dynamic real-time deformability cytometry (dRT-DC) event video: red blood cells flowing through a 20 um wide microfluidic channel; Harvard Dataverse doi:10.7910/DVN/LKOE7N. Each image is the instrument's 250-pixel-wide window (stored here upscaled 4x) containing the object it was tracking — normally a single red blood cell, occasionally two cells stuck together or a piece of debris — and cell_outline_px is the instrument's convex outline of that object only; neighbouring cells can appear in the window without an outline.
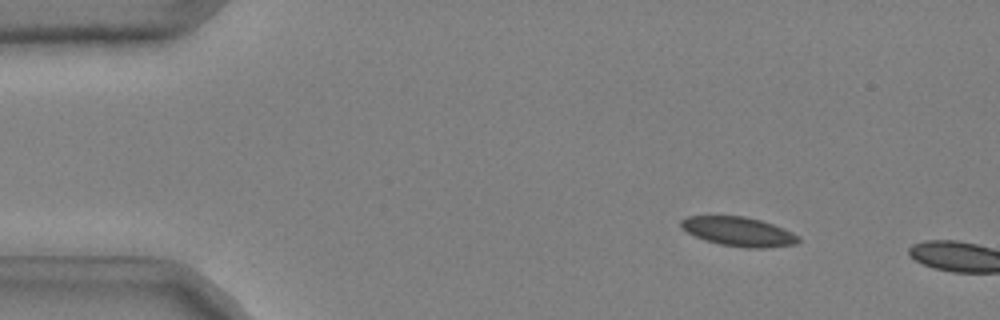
{"species": "common noctule bat (a hibernating species)", "species_latin": "Nyctalus noctula", "temperature_condition": "cold", "stored_images_in_passage": 8, "camera_frame_rate_fps": 3000, "um_per_image_px": 0.085, "animal": {"sex": "male", "body_mass_g": 20.4}, "frame": {"image": 1, "passage_image": 6, "time_ms": 1.667, "image_size_px": [1000, 320], "cell_outline_px": [[800, 240], [796, 244], [768, 248], [744, 248], [720, 244], [704, 240], [688, 232], [680, 224], [680, 220], [688, 216], [744, 216], [760, 220], [784, 228], [800, 236]], "centroid_in_image_um": [62.82, 19.69], "position_along_channel_um": 22.2, "area_um2": 20.0}}